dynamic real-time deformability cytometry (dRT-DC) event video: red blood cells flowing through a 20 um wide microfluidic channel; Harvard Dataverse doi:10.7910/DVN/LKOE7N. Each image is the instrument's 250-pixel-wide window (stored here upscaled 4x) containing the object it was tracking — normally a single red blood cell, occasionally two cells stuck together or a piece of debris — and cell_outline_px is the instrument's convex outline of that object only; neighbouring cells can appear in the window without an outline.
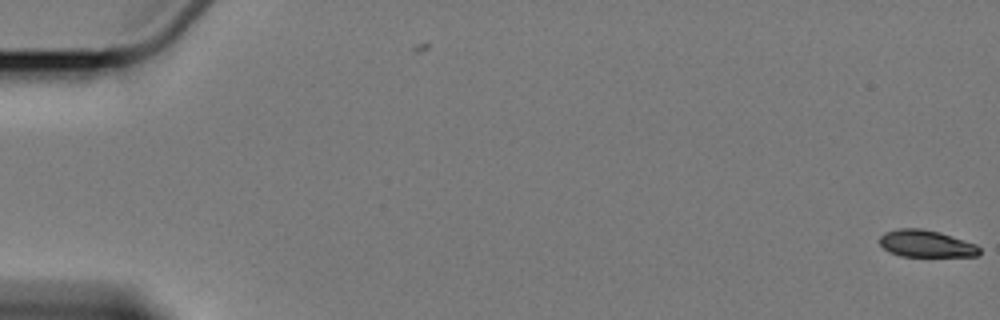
{"species": "Egyptian fruit bat (a non-hibernating species)", "species_latin": "Rousettus aegyptiacus", "temperature_condition": "cold", "stored_images_in_passage": 6, "camera_frame_rate_fps": 3000, "um_per_image_px": 0.085, "animal": {"sex": "female"}, "frame": {"image": 1, "passage_image": 1, "time_ms": 0.0, "image_size_px": [1000, 320], "cell_outline_px": [[980, 252], [976, 256], [900, 256], [888, 252], [880, 244], [880, 236], [884, 232], [900, 228], [920, 228], [940, 232], [976, 244], [980, 248]], "centroid_in_image_um": [78.7, 20.71], "position_along_channel_um": 6.3, "area_um2": 15.72}}
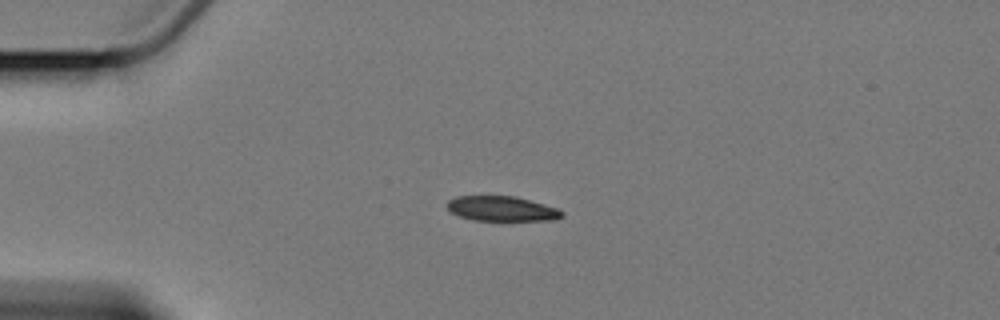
{"frame": {"image": 2, "passage_image": 4, "time_ms": 5.0, "image_size_px": [1000, 320], "cell_outline_px": [[564, 216], [556, 220], [472, 220], [460, 216], [452, 212], [448, 208], [448, 200], [456, 196], [516, 196], [560, 208], [564, 212]], "centroid_in_image_um": [42.72, 17.73], "position_along_channel_um": 42.3, "area_um2": 16.76}}
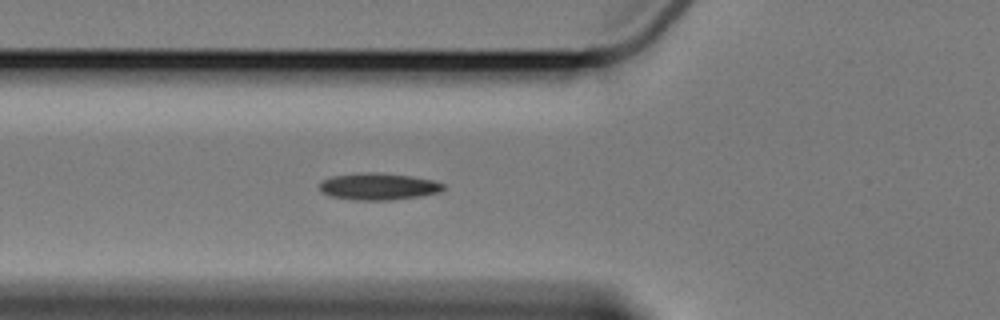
{"frame": {"image": 3, "passage_image": 6, "time_ms": 7.333, "image_size_px": [1000, 320], "cell_outline_px": [[444, 188], [440, 192], [420, 196], [392, 200], [356, 200], [328, 196], [320, 192], [320, 180], [332, 176], [360, 172], [376, 172], [412, 176], [432, 180], [444, 184]], "centroid_in_image_um": [32.12, 15.85], "position_along_channel_um": 93.7, "area_um2": 19.59}}